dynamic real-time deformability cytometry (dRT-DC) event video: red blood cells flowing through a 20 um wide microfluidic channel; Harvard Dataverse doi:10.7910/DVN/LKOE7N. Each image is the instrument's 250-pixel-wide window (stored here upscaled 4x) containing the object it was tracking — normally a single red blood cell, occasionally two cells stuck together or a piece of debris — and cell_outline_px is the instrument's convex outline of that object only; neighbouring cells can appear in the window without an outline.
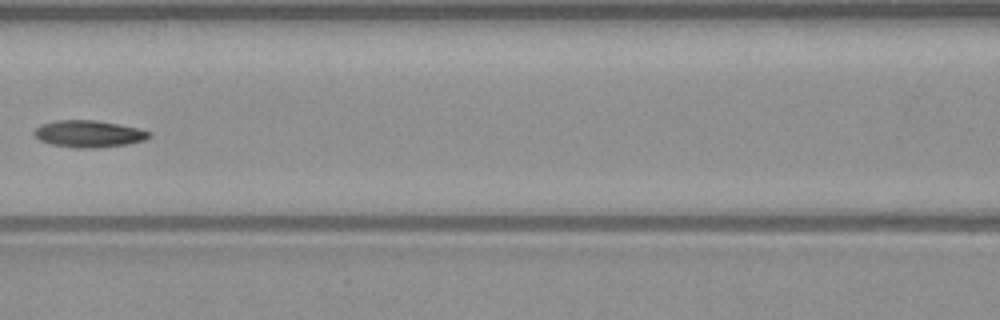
{"species": "common noctule bat (a hibernating species)", "species_latin": "Nyctalus noctula", "temperature_condition": "warm", "stored_images_in_passage": 7, "camera_frame_rate_fps": 3000, "um_per_image_px": 0.085, "animal": {"sex": "male", "body_mass_g": 23.1, "forearm_length_mm": 52.7}, "frame": {"image": 1, "passage_image": 7, "time_ms": 7.333, "image_size_px": [1000, 320], "cell_outline_px": [[152, 136], [144, 140], [128, 144], [96, 148], [76, 148], [52, 144], [40, 140], [32, 132], [40, 124], [56, 120], [96, 120], [140, 128], [152, 132]], "centroid_in_image_um": [7.57, 11.37], "position_along_channel_um": 159.0, "area_um2": 18.15}}